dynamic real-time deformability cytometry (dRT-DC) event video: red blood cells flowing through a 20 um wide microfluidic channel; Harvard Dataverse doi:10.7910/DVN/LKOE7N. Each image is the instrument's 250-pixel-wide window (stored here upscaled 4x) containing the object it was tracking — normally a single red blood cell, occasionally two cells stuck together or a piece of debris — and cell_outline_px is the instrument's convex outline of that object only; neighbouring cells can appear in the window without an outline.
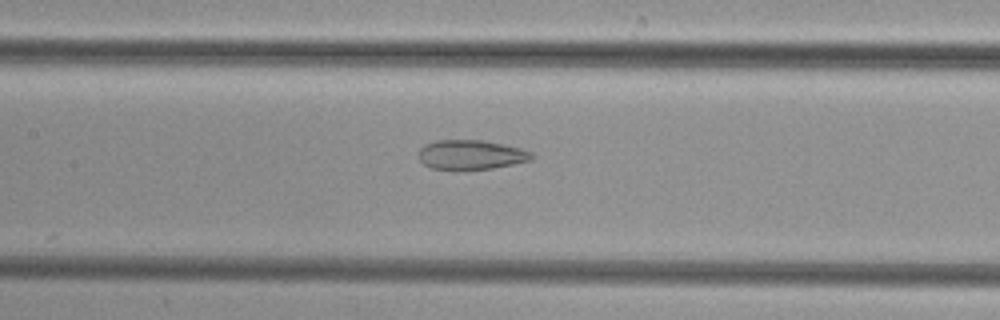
{"species": "common noctule bat (a hibernating species)", "species_latin": "Nyctalus noctula", "temperature_condition": "cold", "stored_images_in_passage": 44, "camera_frame_rate_fps": 3000, "um_per_image_px": 0.085, "animal": {"sex": "female", "body_mass_g": 29.2, "forearm_length_mm": 56.3}, "frame": {"image": 1, "passage_image": 16, "time_ms": 5.0, "image_size_px": [1000, 320], "cell_outline_px": [[536, 156], [532, 160], [492, 168], [452, 172], [432, 168], [424, 164], [420, 160], [420, 148], [424, 144], [436, 140], [484, 140], [504, 144], [520, 148], [532, 152]], "centroid_in_image_um": [40.03, 13.18], "position_along_channel_um": 167.4, "area_um2": 20.0}}
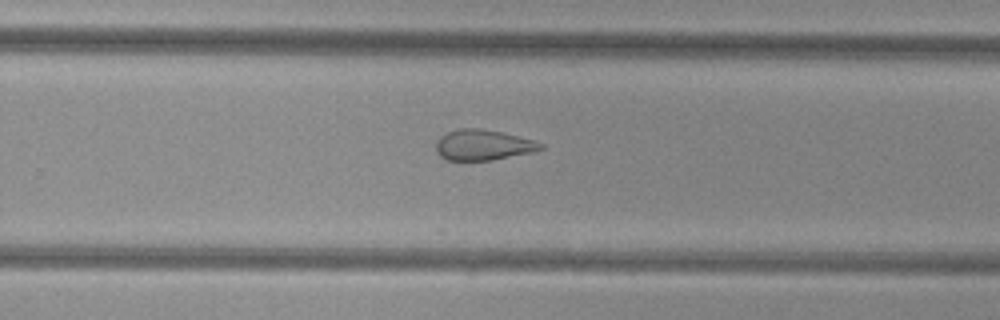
{"frame": {"image": 2, "passage_image": 25, "time_ms": 8.0, "image_size_px": [1000, 320], "cell_outline_px": [[544, 148], [532, 152], [492, 160], [448, 160], [440, 156], [436, 152], [436, 140], [440, 136], [448, 132], [460, 128], [480, 128], [500, 132], [532, 140], [544, 144]], "centroid_in_image_um": [41.03, 12.32], "position_along_channel_um": 288.8, "area_um2": 18.5}}
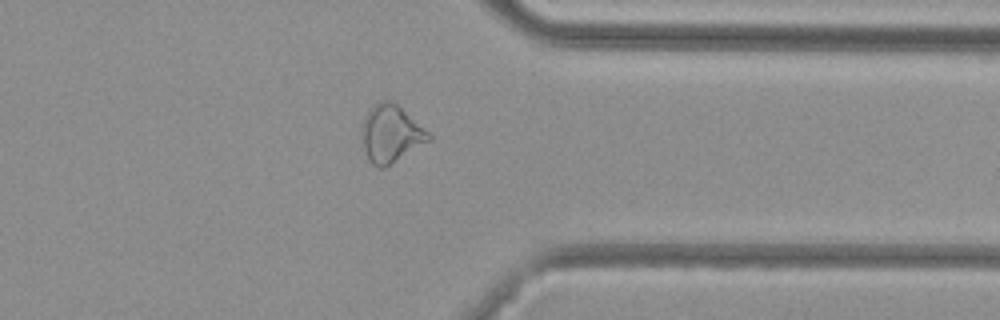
{"frame": {"image": 3, "passage_image": 32, "time_ms": 10.333, "image_size_px": [1000, 320], "cell_outline_px": [[432, 140], [384, 168], [376, 168], [372, 164], [364, 148], [360, 128], [364, 116], [368, 108], [384, 100], [392, 100], [428, 132], [432, 136]], "centroid_in_image_um": [33.2, 11.37], "position_along_channel_um": 378.2, "area_um2": 22.31}}